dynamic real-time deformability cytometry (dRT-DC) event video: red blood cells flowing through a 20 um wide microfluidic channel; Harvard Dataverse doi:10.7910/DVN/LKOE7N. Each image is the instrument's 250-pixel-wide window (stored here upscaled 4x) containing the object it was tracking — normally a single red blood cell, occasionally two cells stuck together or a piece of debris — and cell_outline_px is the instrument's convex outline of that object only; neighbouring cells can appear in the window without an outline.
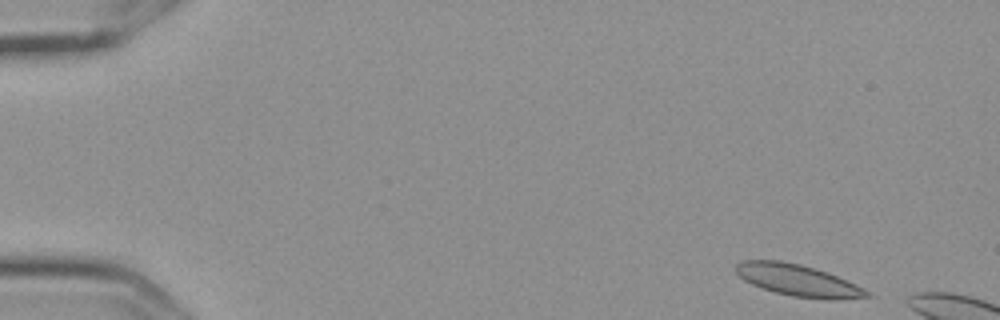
{"species": "Egyptian fruit bat (a non-hibernating species)", "species_latin": "Rousettus aegyptiacus", "temperature_condition": "cold", "stored_images_in_passage": 9, "camera_frame_rate_fps": 3000, "um_per_image_px": 0.085, "frame": {"image": 1, "passage_image": 2, "time_ms": 0.333, "image_size_px": [1000, 320], "cell_outline_px": [[872, 296], [792, 296], [776, 292], [752, 284], [744, 280], [736, 272], [736, 264], [744, 260], [780, 260], [800, 264], [828, 272], [856, 284], [864, 288]], "centroid_in_image_um": [67.69, 23.74], "position_along_channel_um": 17.3, "area_um2": 22.77}}